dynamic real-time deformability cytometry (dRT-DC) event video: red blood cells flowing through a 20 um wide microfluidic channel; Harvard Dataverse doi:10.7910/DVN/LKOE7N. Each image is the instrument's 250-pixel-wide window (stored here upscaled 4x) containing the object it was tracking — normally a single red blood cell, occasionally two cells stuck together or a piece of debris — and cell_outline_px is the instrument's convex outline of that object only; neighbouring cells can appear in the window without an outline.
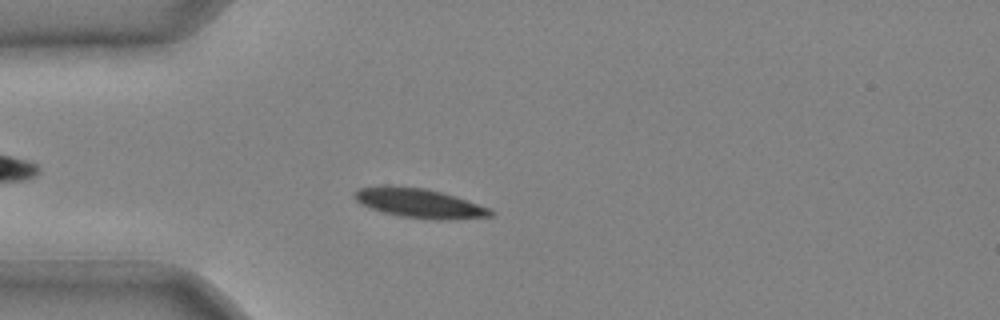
{"species": "common noctule bat (a hibernating species)", "species_latin": "Nyctalus noctula", "temperature_condition": "cold", "stored_images_in_passage": 42, "camera_frame_rate_fps": 3000, "um_per_image_px": 0.085, "animal": {"sex": "male", "body_mass_g": 20.4}, "frame": {"image": 1, "passage_image": 11, "time_ms": 3.333, "image_size_px": [1000, 320], "cell_outline_px": [[496, 216], [456, 220], [432, 220], [400, 216], [384, 212], [360, 204], [352, 196], [360, 188], [380, 184], [388, 184], [424, 188], [456, 196], [492, 208], [496, 212]], "centroid_in_image_um": [35.72, 17.27], "position_along_channel_um": 49.3, "area_um2": 23.93}}
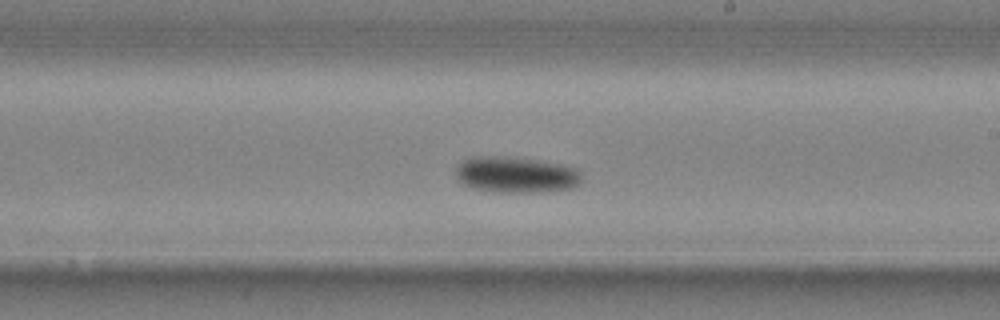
{"frame": {"image": 2, "passage_image": 25, "time_ms": 8.0, "image_size_px": [1000, 320], "cell_outline_px": [[580, 184], [572, 188], [544, 192], [492, 192], [472, 188], [464, 184], [456, 176], [456, 168], [464, 160], [476, 156], [500, 156], [540, 160], [564, 164], [580, 168]], "centroid_in_image_um": [43.91, 14.85], "position_along_channel_um": 245.1, "area_um2": 26.76}}
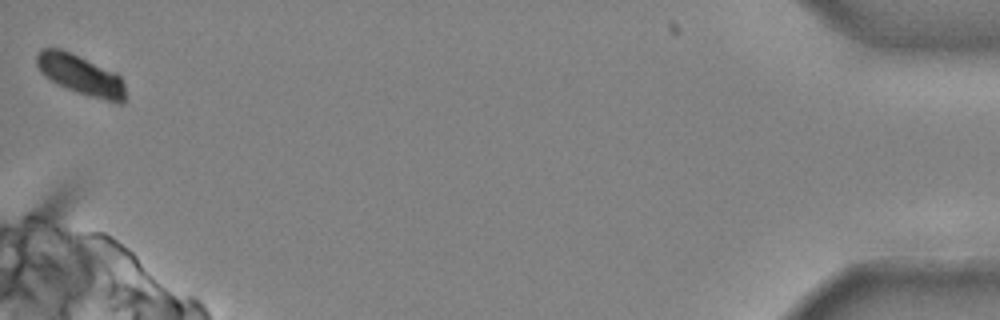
{"frame": {"image": 3, "passage_image": 42, "time_ms": 13.667, "image_size_px": [1000, 320], "cell_outline_px": [[124, 104], [116, 104], [88, 96], [76, 92], [44, 76], [40, 72], [36, 64], [36, 52], [40, 48], [60, 48], [116, 72], [120, 76], [124, 84]], "centroid_in_image_um": [6.86, 6.37], "position_along_channel_um": 428.3, "area_um2": 20.81}}